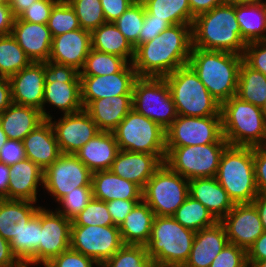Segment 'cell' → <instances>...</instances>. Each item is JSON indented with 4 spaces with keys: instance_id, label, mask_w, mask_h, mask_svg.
Listing matches in <instances>:
<instances>
[{
    "instance_id": "cell-1",
    "label": "cell",
    "mask_w": 266,
    "mask_h": 267,
    "mask_svg": "<svg viewBox=\"0 0 266 267\" xmlns=\"http://www.w3.org/2000/svg\"><path fill=\"white\" fill-rule=\"evenodd\" d=\"M191 48L192 25H170L154 39L135 49L132 64L137 77L169 75L188 64Z\"/></svg>"
},
{
    "instance_id": "cell-2",
    "label": "cell",
    "mask_w": 266,
    "mask_h": 267,
    "mask_svg": "<svg viewBox=\"0 0 266 267\" xmlns=\"http://www.w3.org/2000/svg\"><path fill=\"white\" fill-rule=\"evenodd\" d=\"M192 47L243 55L246 43L241 38L235 4L227 2L195 17Z\"/></svg>"
},
{
    "instance_id": "cell-3",
    "label": "cell",
    "mask_w": 266,
    "mask_h": 267,
    "mask_svg": "<svg viewBox=\"0 0 266 267\" xmlns=\"http://www.w3.org/2000/svg\"><path fill=\"white\" fill-rule=\"evenodd\" d=\"M243 55L192 47L188 65L210 94L222 104L236 96Z\"/></svg>"
},
{
    "instance_id": "cell-4",
    "label": "cell",
    "mask_w": 266,
    "mask_h": 267,
    "mask_svg": "<svg viewBox=\"0 0 266 267\" xmlns=\"http://www.w3.org/2000/svg\"><path fill=\"white\" fill-rule=\"evenodd\" d=\"M195 233L173 216H155L147 253L156 267H183L190 256Z\"/></svg>"
},
{
    "instance_id": "cell-5",
    "label": "cell",
    "mask_w": 266,
    "mask_h": 267,
    "mask_svg": "<svg viewBox=\"0 0 266 267\" xmlns=\"http://www.w3.org/2000/svg\"><path fill=\"white\" fill-rule=\"evenodd\" d=\"M234 204L252 203L259 194L255 180L254 147L228 145L215 176Z\"/></svg>"
},
{
    "instance_id": "cell-6",
    "label": "cell",
    "mask_w": 266,
    "mask_h": 267,
    "mask_svg": "<svg viewBox=\"0 0 266 267\" xmlns=\"http://www.w3.org/2000/svg\"><path fill=\"white\" fill-rule=\"evenodd\" d=\"M223 137L231 146H266V123L262 110L233 96L221 104Z\"/></svg>"
},
{
    "instance_id": "cell-7",
    "label": "cell",
    "mask_w": 266,
    "mask_h": 267,
    "mask_svg": "<svg viewBox=\"0 0 266 267\" xmlns=\"http://www.w3.org/2000/svg\"><path fill=\"white\" fill-rule=\"evenodd\" d=\"M178 115L221 116V104L210 94L187 64L164 77Z\"/></svg>"
},
{
    "instance_id": "cell-8",
    "label": "cell",
    "mask_w": 266,
    "mask_h": 267,
    "mask_svg": "<svg viewBox=\"0 0 266 267\" xmlns=\"http://www.w3.org/2000/svg\"><path fill=\"white\" fill-rule=\"evenodd\" d=\"M112 133L120 150L154 154L164 163L166 158L165 129L134 109Z\"/></svg>"
},
{
    "instance_id": "cell-9",
    "label": "cell",
    "mask_w": 266,
    "mask_h": 267,
    "mask_svg": "<svg viewBox=\"0 0 266 267\" xmlns=\"http://www.w3.org/2000/svg\"><path fill=\"white\" fill-rule=\"evenodd\" d=\"M80 72L67 65L51 61L44 62V99L42 116L44 120H52L45 112L44 104L49 103L59 108L64 114H73L83 110L81 102Z\"/></svg>"
},
{
    "instance_id": "cell-10",
    "label": "cell",
    "mask_w": 266,
    "mask_h": 267,
    "mask_svg": "<svg viewBox=\"0 0 266 267\" xmlns=\"http://www.w3.org/2000/svg\"><path fill=\"white\" fill-rule=\"evenodd\" d=\"M132 109L165 130L178 116L164 77H137L132 90Z\"/></svg>"
},
{
    "instance_id": "cell-11",
    "label": "cell",
    "mask_w": 266,
    "mask_h": 267,
    "mask_svg": "<svg viewBox=\"0 0 266 267\" xmlns=\"http://www.w3.org/2000/svg\"><path fill=\"white\" fill-rule=\"evenodd\" d=\"M188 191L189 180L162 163L143 188L142 200L155 216H173L189 195Z\"/></svg>"
},
{
    "instance_id": "cell-12",
    "label": "cell",
    "mask_w": 266,
    "mask_h": 267,
    "mask_svg": "<svg viewBox=\"0 0 266 267\" xmlns=\"http://www.w3.org/2000/svg\"><path fill=\"white\" fill-rule=\"evenodd\" d=\"M228 143L166 148L164 163L188 180L215 177L221 155Z\"/></svg>"
},
{
    "instance_id": "cell-13",
    "label": "cell",
    "mask_w": 266,
    "mask_h": 267,
    "mask_svg": "<svg viewBox=\"0 0 266 267\" xmlns=\"http://www.w3.org/2000/svg\"><path fill=\"white\" fill-rule=\"evenodd\" d=\"M166 148L228 143L223 137L222 117L181 116L165 130Z\"/></svg>"
},
{
    "instance_id": "cell-14",
    "label": "cell",
    "mask_w": 266,
    "mask_h": 267,
    "mask_svg": "<svg viewBox=\"0 0 266 267\" xmlns=\"http://www.w3.org/2000/svg\"><path fill=\"white\" fill-rule=\"evenodd\" d=\"M124 245L118 226H71L70 248L99 266Z\"/></svg>"
},
{
    "instance_id": "cell-15",
    "label": "cell",
    "mask_w": 266,
    "mask_h": 267,
    "mask_svg": "<svg viewBox=\"0 0 266 267\" xmlns=\"http://www.w3.org/2000/svg\"><path fill=\"white\" fill-rule=\"evenodd\" d=\"M92 174L74 154H61L43 171V184L59 202L75 188L91 186Z\"/></svg>"
},
{
    "instance_id": "cell-16",
    "label": "cell",
    "mask_w": 266,
    "mask_h": 267,
    "mask_svg": "<svg viewBox=\"0 0 266 267\" xmlns=\"http://www.w3.org/2000/svg\"><path fill=\"white\" fill-rule=\"evenodd\" d=\"M79 77L81 102L85 108L93 100L118 95H132L133 84L137 75L133 64L129 63L117 73Z\"/></svg>"
},
{
    "instance_id": "cell-17",
    "label": "cell",
    "mask_w": 266,
    "mask_h": 267,
    "mask_svg": "<svg viewBox=\"0 0 266 267\" xmlns=\"http://www.w3.org/2000/svg\"><path fill=\"white\" fill-rule=\"evenodd\" d=\"M64 117L53 123L56 140L61 154H74L90 139L100 132L97 124L83 109L77 113L64 114Z\"/></svg>"
},
{
    "instance_id": "cell-18",
    "label": "cell",
    "mask_w": 266,
    "mask_h": 267,
    "mask_svg": "<svg viewBox=\"0 0 266 267\" xmlns=\"http://www.w3.org/2000/svg\"><path fill=\"white\" fill-rule=\"evenodd\" d=\"M220 222L226 229L229 243L246 251L264 232L258 210L253 203L235 204Z\"/></svg>"
},
{
    "instance_id": "cell-19",
    "label": "cell",
    "mask_w": 266,
    "mask_h": 267,
    "mask_svg": "<svg viewBox=\"0 0 266 267\" xmlns=\"http://www.w3.org/2000/svg\"><path fill=\"white\" fill-rule=\"evenodd\" d=\"M71 223L57 211L41 208L40 262L44 266L70 248Z\"/></svg>"
},
{
    "instance_id": "cell-20",
    "label": "cell",
    "mask_w": 266,
    "mask_h": 267,
    "mask_svg": "<svg viewBox=\"0 0 266 267\" xmlns=\"http://www.w3.org/2000/svg\"><path fill=\"white\" fill-rule=\"evenodd\" d=\"M91 49V32L82 28L54 36L48 61L81 71Z\"/></svg>"
},
{
    "instance_id": "cell-21",
    "label": "cell",
    "mask_w": 266,
    "mask_h": 267,
    "mask_svg": "<svg viewBox=\"0 0 266 267\" xmlns=\"http://www.w3.org/2000/svg\"><path fill=\"white\" fill-rule=\"evenodd\" d=\"M12 103L32 106L42 113L45 77L44 63L32 62L28 67L9 77Z\"/></svg>"
},
{
    "instance_id": "cell-22",
    "label": "cell",
    "mask_w": 266,
    "mask_h": 267,
    "mask_svg": "<svg viewBox=\"0 0 266 267\" xmlns=\"http://www.w3.org/2000/svg\"><path fill=\"white\" fill-rule=\"evenodd\" d=\"M11 35L32 62L49 60L53 37L47 24L27 22L17 17Z\"/></svg>"
},
{
    "instance_id": "cell-23",
    "label": "cell",
    "mask_w": 266,
    "mask_h": 267,
    "mask_svg": "<svg viewBox=\"0 0 266 267\" xmlns=\"http://www.w3.org/2000/svg\"><path fill=\"white\" fill-rule=\"evenodd\" d=\"M161 165L162 162L154 154L120 150L109 170L143 189Z\"/></svg>"
},
{
    "instance_id": "cell-24",
    "label": "cell",
    "mask_w": 266,
    "mask_h": 267,
    "mask_svg": "<svg viewBox=\"0 0 266 267\" xmlns=\"http://www.w3.org/2000/svg\"><path fill=\"white\" fill-rule=\"evenodd\" d=\"M229 243L224 225H215L195 233L190 256L183 267H209Z\"/></svg>"
},
{
    "instance_id": "cell-25",
    "label": "cell",
    "mask_w": 266,
    "mask_h": 267,
    "mask_svg": "<svg viewBox=\"0 0 266 267\" xmlns=\"http://www.w3.org/2000/svg\"><path fill=\"white\" fill-rule=\"evenodd\" d=\"M26 158L45 170L61 155L51 122L44 120L24 139Z\"/></svg>"
},
{
    "instance_id": "cell-26",
    "label": "cell",
    "mask_w": 266,
    "mask_h": 267,
    "mask_svg": "<svg viewBox=\"0 0 266 267\" xmlns=\"http://www.w3.org/2000/svg\"><path fill=\"white\" fill-rule=\"evenodd\" d=\"M9 171L7 199L36 202L37 187L43 184L44 170L26 158L9 166Z\"/></svg>"
},
{
    "instance_id": "cell-27",
    "label": "cell",
    "mask_w": 266,
    "mask_h": 267,
    "mask_svg": "<svg viewBox=\"0 0 266 267\" xmlns=\"http://www.w3.org/2000/svg\"><path fill=\"white\" fill-rule=\"evenodd\" d=\"M119 151L114 134L100 131L84 144L75 156L93 173L109 170Z\"/></svg>"
},
{
    "instance_id": "cell-28",
    "label": "cell",
    "mask_w": 266,
    "mask_h": 267,
    "mask_svg": "<svg viewBox=\"0 0 266 267\" xmlns=\"http://www.w3.org/2000/svg\"><path fill=\"white\" fill-rule=\"evenodd\" d=\"M84 110L100 131L112 132L132 110V95H118L91 101Z\"/></svg>"
},
{
    "instance_id": "cell-29",
    "label": "cell",
    "mask_w": 266,
    "mask_h": 267,
    "mask_svg": "<svg viewBox=\"0 0 266 267\" xmlns=\"http://www.w3.org/2000/svg\"><path fill=\"white\" fill-rule=\"evenodd\" d=\"M93 198L109 202L115 199L142 200V188L132 181L125 180L110 170L92 174Z\"/></svg>"
},
{
    "instance_id": "cell-30",
    "label": "cell",
    "mask_w": 266,
    "mask_h": 267,
    "mask_svg": "<svg viewBox=\"0 0 266 267\" xmlns=\"http://www.w3.org/2000/svg\"><path fill=\"white\" fill-rule=\"evenodd\" d=\"M188 192L189 196L201 202L218 221L235 205L215 177L189 180Z\"/></svg>"
},
{
    "instance_id": "cell-31",
    "label": "cell",
    "mask_w": 266,
    "mask_h": 267,
    "mask_svg": "<svg viewBox=\"0 0 266 267\" xmlns=\"http://www.w3.org/2000/svg\"><path fill=\"white\" fill-rule=\"evenodd\" d=\"M44 121L39 109L12 103L0 112V124L8 139H23Z\"/></svg>"
},
{
    "instance_id": "cell-32",
    "label": "cell",
    "mask_w": 266,
    "mask_h": 267,
    "mask_svg": "<svg viewBox=\"0 0 266 267\" xmlns=\"http://www.w3.org/2000/svg\"><path fill=\"white\" fill-rule=\"evenodd\" d=\"M155 215L143 200L137 203L119 226L124 245L146 246Z\"/></svg>"
},
{
    "instance_id": "cell-33",
    "label": "cell",
    "mask_w": 266,
    "mask_h": 267,
    "mask_svg": "<svg viewBox=\"0 0 266 267\" xmlns=\"http://www.w3.org/2000/svg\"><path fill=\"white\" fill-rule=\"evenodd\" d=\"M31 201L0 199V235L8 242L18 236L24 225L37 213Z\"/></svg>"
},
{
    "instance_id": "cell-34",
    "label": "cell",
    "mask_w": 266,
    "mask_h": 267,
    "mask_svg": "<svg viewBox=\"0 0 266 267\" xmlns=\"http://www.w3.org/2000/svg\"><path fill=\"white\" fill-rule=\"evenodd\" d=\"M41 206L24 225L18 236L9 242L11 251L21 264L40 263Z\"/></svg>"
},
{
    "instance_id": "cell-35",
    "label": "cell",
    "mask_w": 266,
    "mask_h": 267,
    "mask_svg": "<svg viewBox=\"0 0 266 267\" xmlns=\"http://www.w3.org/2000/svg\"><path fill=\"white\" fill-rule=\"evenodd\" d=\"M91 48L126 60L130 56V63L135 56V48L113 22H106L91 32Z\"/></svg>"
},
{
    "instance_id": "cell-36",
    "label": "cell",
    "mask_w": 266,
    "mask_h": 267,
    "mask_svg": "<svg viewBox=\"0 0 266 267\" xmlns=\"http://www.w3.org/2000/svg\"><path fill=\"white\" fill-rule=\"evenodd\" d=\"M235 14L246 44L266 40V2L235 4Z\"/></svg>"
},
{
    "instance_id": "cell-37",
    "label": "cell",
    "mask_w": 266,
    "mask_h": 267,
    "mask_svg": "<svg viewBox=\"0 0 266 267\" xmlns=\"http://www.w3.org/2000/svg\"><path fill=\"white\" fill-rule=\"evenodd\" d=\"M236 96L261 108L266 99V76L243 61L239 69Z\"/></svg>"
},
{
    "instance_id": "cell-38",
    "label": "cell",
    "mask_w": 266,
    "mask_h": 267,
    "mask_svg": "<svg viewBox=\"0 0 266 267\" xmlns=\"http://www.w3.org/2000/svg\"><path fill=\"white\" fill-rule=\"evenodd\" d=\"M145 9L155 18L165 19L170 25H193L195 17L191 14L188 0H141Z\"/></svg>"
},
{
    "instance_id": "cell-39",
    "label": "cell",
    "mask_w": 266,
    "mask_h": 267,
    "mask_svg": "<svg viewBox=\"0 0 266 267\" xmlns=\"http://www.w3.org/2000/svg\"><path fill=\"white\" fill-rule=\"evenodd\" d=\"M173 217L183 227L195 232L211 227L218 222L201 202L189 195L184 203L176 210Z\"/></svg>"
},
{
    "instance_id": "cell-40",
    "label": "cell",
    "mask_w": 266,
    "mask_h": 267,
    "mask_svg": "<svg viewBox=\"0 0 266 267\" xmlns=\"http://www.w3.org/2000/svg\"><path fill=\"white\" fill-rule=\"evenodd\" d=\"M31 63L11 34L0 36V76L9 78Z\"/></svg>"
},
{
    "instance_id": "cell-41",
    "label": "cell",
    "mask_w": 266,
    "mask_h": 267,
    "mask_svg": "<svg viewBox=\"0 0 266 267\" xmlns=\"http://www.w3.org/2000/svg\"><path fill=\"white\" fill-rule=\"evenodd\" d=\"M128 61L117 55L90 49L79 76H104L120 72Z\"/></svg>"
},
{
    "instance_id": "cell-42",
    "label": "cell",
    "mask_w": 266,
    "mask_h": 267,
    "mask_svg": "<svg viewBox=\"0 0 266 267\" xmlns=\"http://www.w3.org/2000/svg\"><path fill=\"white\" fill-rule=\"evenodd\" d=\"M145 6L141 0H136L113 23L136 49L139 46V33L143 27Z\"/></svg>"
},
{
    "instance_id": "cell-43",
    "label": "cell",
    "mask_w": 266,
    "mask_h": 267,
    "mask_svg": "<svg viewBox=\"0 0 266 267\" xmlns=\"http://www.w3.org/2000/svg\"><path fill=\"white\" fill-rule=\"evenodd\" d=\"M99 267H156L143 245H123Z\"/></svg>"
},
{
    "instance_id": "cell-44",
    "label": "cell",
    "mask_w": 266,
    "mask_h": 267,
    "mask_svg": "<svg viewBox=\"0 0 266 267\" xmlns=\"http://www.w3.org/2000/svg\"><path fill=\"white\" fill-rule=\"evenodd\" d=\"M47 26L52 37L81 28L79 19L66 0H59L54 5Z\"/></svg>"
},
{
    "instance_id": "cell-45",
    "label": "cell",
    "mask_w": 266,
    "mask_h": 267,
    "mask_svg": "<svg viewBox=\"0 0 266 267\" xmlns=\"http://www.w3.org/2000/svg\"><path fill=\"white\" fill-rule=\"evenodd\" d=\"M73 8L83 30L92 32L106 23L100 0H66Z\"/></svg>"
},
{
    "instance_id": "cell-46",
    "label": "cell",
    "mask_w": 266,
    "mask_h": 267,
    "mask_svg": "<svg viewBox=\"0 0 266 267\" xmlns=\"http://www.w3.org/2000/svg\"><path fill=\"white\" fill-rule=\"evenodd\" d=\"M113 226L107 203L92 198L88 205L72 220L71 226Z\"/></svg>"
},
{
    "instance_id": "cell-47",
    "label": "cell",
    "mask_w": 266,
    "mask_h": 267,
    "mask_svg": "<svg viewBox=\"0 0 266 267\" xmlns=\"http://www.w3.org/2000/svg\"><path fill=\"white\" fill-rule=\"evenodd\" d=\"M92 198V186L75 188L74 191L66 194L59 201L64 209H58L57 212L72 221L88 205Z\"/></svg>"
},
{
    "instance_id": "cell-48",
    "label": "cell",
    "mask_w": 266,
    "mask_h": 267,
    "mask_svg": "<svg viewBox=\"0 0 266 267\" xmlns=\"http://www.w3.org/2000/svg\"><path fill=\"white\" fill-rule=\"evenodd\" d=\"M209 267H249L246 250L228 243Z\"/></svg>"
},
{
    "instance_id": "cell-49",
    "label": "cell",
    "mask_w": 266,
    "mask_h": 267,
    "mask_svg": "<svg viewBox=\"0 0 266 267\" xmlns=\"http://www.w3.org/2000/svg\"><path fill=\"white\" fill-rule=\"evenodd\" d=\"M243 61L253 70L262 72L266 76V40L247 43Z\"/></svg>"
},
{
    "instance_id": "cell-50",
    "label": "cell",
    "mask_w": 266,
    "mask_h": 267,
    "mask_svg": "<svg viewBox=\"0 0 266 267\" xmlns=\"http://www.w3.org/2000/svg\"><path fill=\"white\" fill-rule=\"evenodd\" d=\"M59 0H37L28 6L18 18L23 21L47 24L54 5Z\"/></svg>"
},
{
    "instance_id": "cell-51",
    "label": "cell",
    "mask_w": 266,
    "mask_h": 267,
    "mask_svg": "<svg viewBox=\"0 0 266 267\" xmlns=\"http://www.w3.org/2000/svg\"><path fill=\"white\" fill-rule=\"evenodd\" d=\"M95 264L99 266L93 259L86 257L80 252H76L69 248L57 257L53 258L46 267H93Z\"/></svg>"
},
{
    "instance_id": "cell-52",
    "label": "cell",
    "mask_w": 266,
    "mask_h": 267,
    "mask_svg": "<svg viewBox=\"0 0 266 267\" xmlns=\"http://www.w3.org/2000/svg\"><path fill=\"white\" fill-rule=\"evenodd\" d=\"M169 26L165 19L155 18L145 9L143 27L139 33V45L154 39Z\"/></svg>"
},
{
    "instance_id": "cell-53",
    "label": "cell",
    "mask_w": 266,
    "mask_h": 267,
    "mask_svg": "<svg viewBox=\"0 0 266 267\" xmlns=\"http://www.w3.org/2000/svg\"><path fill=\"white\" fill-rule=\"evenodd\" d=\"M26 159L23 141L8 139L0 148V162L11 166Z\"/></svg>"
},
{
    "instance_id": "cell-54",
    "label": "cell",
    "mask_w": 266,
    "mask_h": 267,
    "mask_svg": "<svg viewBox=\"0 0 266 267\" xmlns=\"http://www.w3.org/2000/svg\"><path fill=\"white\" fill-rule=\"evenodd\" d=\"M254 169L258 193L266 195V146L254 147Z\"/></svg>"
},
{
    "instance_id": "cell-55",
    "label": "cell",
    "mask_w": 266,
    "mask_h": 267,
    "mask_svg": "<svg viewBox=\"0 0 266 267\" xmlns=\"http://www.w3.org/2000/svg\"><path fill=\"white\" fill-rule=\"evenodd\" d=\"M142 200H121L115 199L107 203L109 214L115 226H120L126 216L131 212L134 206Z\"/></svg>"
},
{
    "instance_id": "cell-56",
    "label": "cell",
    "mask_w": 266,
    "mask_h": 267,
    "mask_svg": "<svg viewBox=\"0 0 266 267\" xmlns=\"http://www.w3.org/2000/svg\"><path fill=\"white\" fill-rule=\"evenodd\" d=\"M106 22H114L136 0H100Z\"/></svg>"
},
{
    "instance_id": "cell-57",
    "label": "cell",
    "mask_w": 266,
    "mask_h": 267,
    "mask_svg": "<svg viewBox=\"0 0 266 267\" xmlns=\"http://www.w3.org/2000/svg\"><path fill=\"white\" fill-rule=\"evenodd\" d=\"M247 262L266 259V231H264L246 251Z\"/></svg>"
},
{
    "instance_id": "cell-58",
    "label": "cell",
    "mask_w": 266,
    "mask_h": 267,
    "mask_svg": "<svg viewBox=\"0 0 266 267\" xmlns=\"http://www.w3.org/2000/svg\"><path fill=\"white\" fill-rule=\"evenodd\" d=\"M21 262L11 251L10 243L0 235V267H19Z\"/></svg>"
},
{
    "instance_id": "cell-59",
    "label": "cell",
    "mask_w": 266,
    "mask_h": 267,
    "mask_svg": "<svg viewBox=\"0 0 266 267\" xmlns=\"http://www.w3.org/2000/svg\"><path fill=\"white\" fill-rule=\"evenodd\" d=\"M14 20L10 5L0 4V36L11 34Z\"/></svg>"
},
{
    "instance_id": "cell-60",
    "label": "cell",
    "mask_w": 266,
    "mask_h": 267,
    "mask_svg": "<svg viewBox=\"0 0 266 267\" xmlns=\"http://www.w3.org/2000/svg\"><path fill=\"white\" fill-rule=\"evenodd\" d=\"M191 14L196 17L199 14L212 10L214 7L227 3L228 0H188Z\"/></svg>"
},
{
    "instance_id": "cell-61",
    "label": "cell",
    "mask_w": 266,
    "mask_h": 267,
    "mask_svg": "<svg viewBox=\"0 0 266 267\" xmlns=\"http://www.w3.org/2000/svg\"><path fill=\"white\" fill-rule=\"evenodd\" d=\"M12 104L11 85L8 77L0 76V112Z\"/></svg>"
},
{
    "instance_id": "cell-62",
    "label": "cell",
    "mask_w": 266,
    "mask_h": 267,
    "mask_svg": "<svg viewBox=\"0 0 266 267\" xmlns=\"http://www.w3.org/2000/svg\"><path fill=\"white\" fill-rule=\"evenodd\" d=\"M9 166L0 162V199H7V190L9 185Z\"/></svg>"
},
{
    "instance_id": "cell-63",
    "label": "cell",
    "mask_w": 266,
    "mask_h": 267,
    "mask_svg": "<svg viewBox=\"0 0 266 267\" xmlns=\"http://www.w3.org/2000/svg\"><path fill=\"white\" fill-rule=\"evenodd\" d=\"M252 203L255 205L256 209L258 210L264 231H266V195L258 194L254 198Z\"/></svg>"
},
{
    "instance_id": "cell-64",
    "label": "cell",
    "mask_w": 266,
    "mask_h": 267,
    "mask_svg": "<svg viewBox=\"0 0 266 267\" xmlns=\"http://www.w3.org/2000/svg\"><path fill=\"white\" fill-rule=\"evenodd\" d=\"M37 0H14L10 4L12 14L17 18L28 6H31L32 3Z\"/></svg>"
},
{
    "instance_id": "cell-65",
    "label": "cell",
    "mask_w": 266,
    "mask_h": 267,
    "mask_svg": "<svg viewBox=\"0 0 266 267\" xmlns=\"http://www.w3.org/2000/svg\"><path fill=\"white\" fill-rule=\"evenodd\" d=\"M228 2L233 4H255L264 3L262 0H228Z\"/></svg>"
},
{
    "instance_id": "cell-66",
    "label": "cell",
    "mask_w": 266,
    "mask_h": 267,
    "mask_svg": "<svg viewBox=\"0 0 266 267\" xmlns=\"http://www.w3.org/2000/svg\"><path fill=\"white\" fill-rule=\"evenodd\" d=\"M250 267H266V259L257 262H247Z\"/></svg>"
},
{
    "instance_id": "cell-67",
    "label": "cell",
    "mask_w": 266,
    "mask_h": 267,
    "mask_svg": "<svg viewBox=\"0 0 266 267\" xmlns=\"http://www.w3.org/2000/svg\"><path fill=\"white\" fill-rule=\"evenodd\" d=\"M8 140L7 135L2 129V126L0 124V148L3 146V144Z\"/></svg>"
},
{
    "instance_id": "cell-68",
    "label": "cell",
    "mask_w": 266,
    "mask_h": 267,
    "mask_svg": "<svg viewBox=\"0 0 266 267\" xmlns=\"http://www.w3.org/2000/svg\"><path fill=\"white\" fill-rule=\"evenodd\" d=\"M261 110H262V114L264 116V120H265V123H266V99H265V102L263 103V105L261 107Z\"/></svg>"
},
{
    "instance_id": "cell-69",
    "label": "cell",
    "mask_w": 266,
    "mask_h": 267,
    "mask_svg": "<svg viewBox=\"0 0 266 267\" xmlns=\"http://www.w3.org/2000/svg\"><path fill=\"white\" fill-rule=\"evenodd\" d=\"M14 0H4V2L8 5H10Z\"/></svg>"
},
{
    "instance_id": "cell-70",
    "label": "cell",
    "mask_w": 266,
    "mask_h": 267,
    "mask_svg": "<svg viewBox=\"0 0 266 267\" xmlns=\"http://www.w3.org/2000/svg\"><path fill=\"white\" fill-rule=\"evenodd\" d=\"M19 267H28V264H21Z\"/></svg>"
},
{
    "instance_id": "cell-71",
    "label": "cell",
    "mask_w": 266,
    "mask_h": 267,
    "mask_svg": "<svg viewBox=\"0 0 266 267\" xmlns=\"http://www.w3.org/2000/svg\"><path fill=\"white\" fill-rule=\"evenodd\" d=\"M0 4H5L4 0H0Z\"/></svg>"
}]
</instances>
